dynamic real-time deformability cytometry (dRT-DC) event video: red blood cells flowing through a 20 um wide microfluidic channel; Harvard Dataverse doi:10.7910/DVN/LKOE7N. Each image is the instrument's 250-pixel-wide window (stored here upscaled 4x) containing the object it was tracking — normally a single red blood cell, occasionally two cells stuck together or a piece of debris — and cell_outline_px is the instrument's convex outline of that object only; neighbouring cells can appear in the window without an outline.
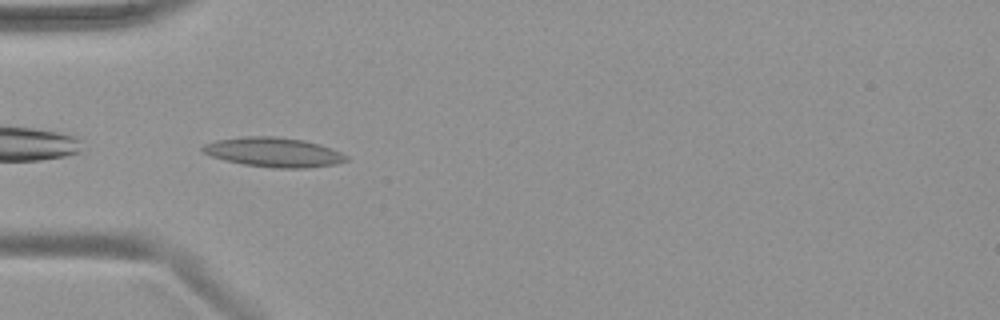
{"species": "common noctule bat (a hibernating species)", "species_latin": "Nyctalus noctula", "temperature_condition": "warm", "stored_images_in_passage": 35, "camera_frame_rate_fps": 3000, "um_per_image_px": 0.085, "animal": {"sex": "female", "body_mass_g": 19.9}, "frame": {"image": 1, "passage_image": 1, "time_ms": 0.0, "image_size_px": [1000, 320], "cell_outline_px": [[348, 160], [336, 164], [308, 168], [272, 168], [244, 164], [212, 156], [204, 152], [200, 148], [204, 144], [216, 140], [244, 136], [276, 136], [304, 140], [320, 144], [332, 148], [348, 156]], "centroid_in_image_um": [23.3, 12.93], "position_along_channel_um": 61.7, "area_um2": 24.68}}
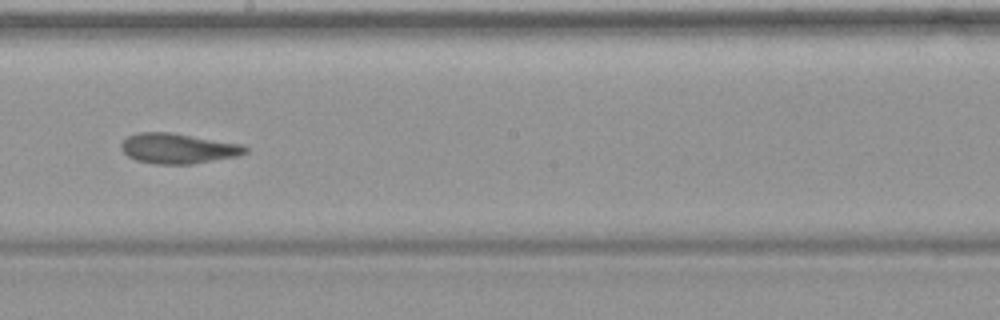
{"frame": {"image": 2, "passage_image": 14, "time_ms": 4.333, "image_size_px": [1000, 320], "cell_outline_px": [[248, 152], [236, 156], [192, 164], [156, 164], [136, 160], [128, 156], [120, 148], [120, 144], [128, 136], [136, 132], [172, 132], [244, 144], [248, 148]], "centroid_in_image_um": [15.14, 12.6], "position_along_channel_um": 233.1, "area_um2": 22.02}}
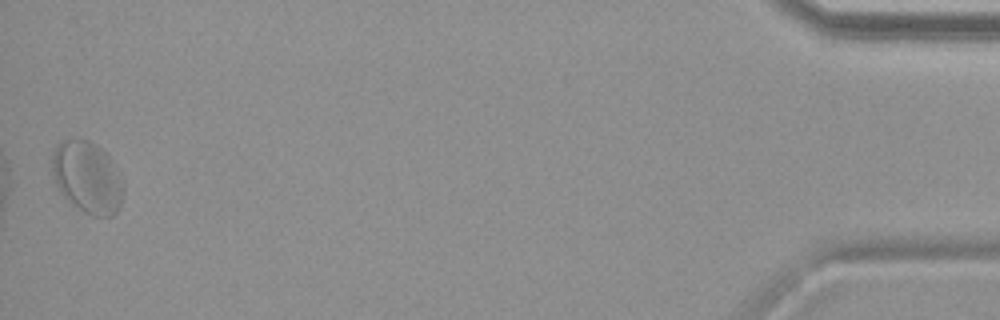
{"frame": {"image": 3, "passage_image": 35, "time_ms": 11.333, "image_size_px": [1000, 320], "cell_outline_px": [[124, 192], [120, 204], [116, 212], [112, 216], [92, 216], [84, 212], [72, 204], [60, 192], [52, 176], [52, 152], [56, 144], [60, 140], [88, 140], [96, 144], [112, 160], [124, 180]], "centroid_in_image_um": [7.43, 15.07], "position_along_channel_um": 427.8, "area_um2": 30.11}}